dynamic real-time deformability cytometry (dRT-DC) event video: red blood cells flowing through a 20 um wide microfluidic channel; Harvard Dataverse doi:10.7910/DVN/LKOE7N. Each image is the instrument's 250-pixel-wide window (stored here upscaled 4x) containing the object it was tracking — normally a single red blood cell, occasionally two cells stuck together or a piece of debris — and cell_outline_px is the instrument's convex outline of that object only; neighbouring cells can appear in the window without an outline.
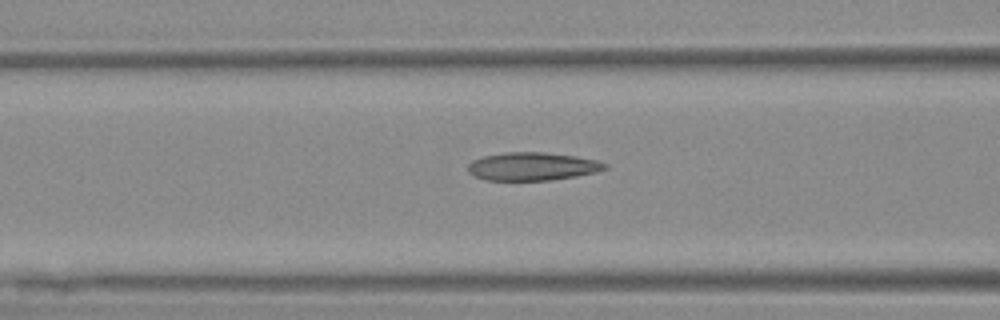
{"species": "Egyptian fruit bat (a non-hibernating species)", "species_latin": "Rousettus aegyptiacus", "temperature_condition": "warm", "stored_images_in_passage": 20, "camera_frame_rate_fps": 3000, "um_per_image_px": 0.085, "animal": {"sex": "female"}, "frame": {"image": 1, "passage_image": 11, "time_ms": 3.333, "image_size_px": [1000, 320], "cell_outline_px": [[608, 168], [596, 172], [576, 176], [548, 180], [484, 180], [468, 172], [468, 164], [472, 160], [484, 156], [504, 152], [544, 152], [576, 156], [596, 160], [608, 164]], "centroid_in_image_um": [45.25, 14.14], "position_along_channel_um": 121.3, "area_um2": 22.43}}
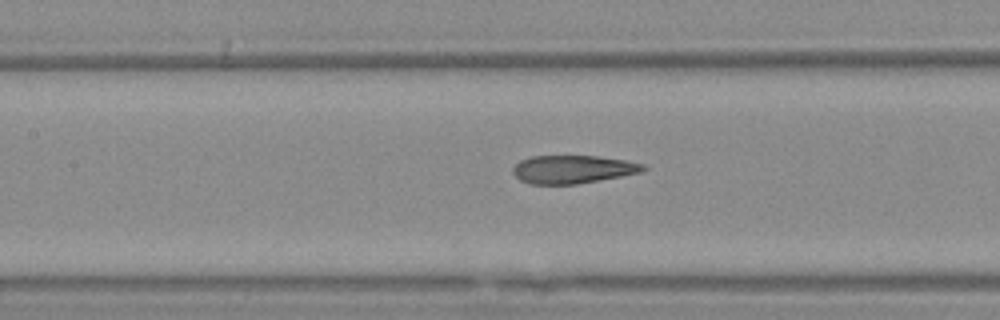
{"frame": {"image": 2, "passage_image": 14, "time_ms": 4.333, "image_size_px": [1000, 320], "cell_outline_px": [[648, 168], [640, 172], [620, 176], [576, 184], [532, 184], [520, 180], [512, 172], [512, 168], [520, 160], [532, 156], [596, 156], [624, 160], [644, 164]], "centroid_in_image_um": [48.66, 14.39], "position_along_channel_um": 158.7, "area_um2": 21.15}}
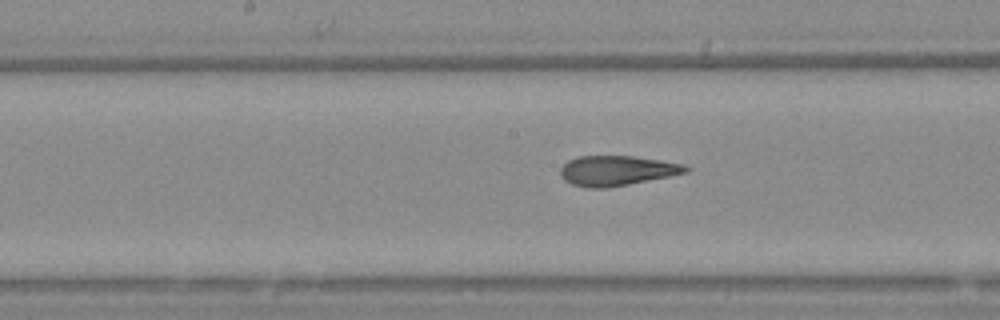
{"frame": {"image": 3, "passage_image": 17, "time_ms": 5.333, "image_size_px": [1000, 320], "cell_outline_px": [[692, 168], [688, 172], [608, 188], [588, 188], [572, 184], [564, 180], [560, 176], [560, 168], [568, 160], [576, 156], [632, 156], [660, 160], [684, 164]], "centroid_in_image_um": [52.41, 14.5], "position_along_channel_um": 195.8, "area_um2": 21.91}}